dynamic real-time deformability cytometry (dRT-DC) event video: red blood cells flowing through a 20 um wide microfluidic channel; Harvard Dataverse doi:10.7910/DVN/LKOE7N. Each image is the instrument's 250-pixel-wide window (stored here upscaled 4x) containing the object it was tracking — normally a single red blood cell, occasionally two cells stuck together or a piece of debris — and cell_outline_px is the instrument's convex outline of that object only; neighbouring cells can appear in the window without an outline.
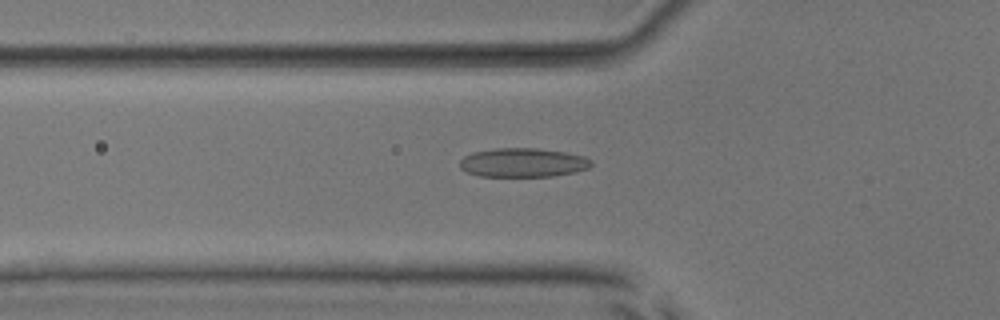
{"species": "common noctule bat (a hibernating species)", "species_latin": "Nyctalus noctula", "temperature_condition": "room temperature", "stored_images_in_passage": 51, "camera_frame_rate_fps": 3000, "um_per_image_px": 0.085, "animal": {"sex": "male", "body_mass_g": 17.9, "forearm_length_mm": 54.2}, "frame": {"image": 1, "passage_image": 17, "time_ms": 5.333, "image_size_px": [1000, 320], "cell_outline_px": [[592, 164], [588, 168], [576, 172], [552, 176], [480, 176], [468, 172], [460, 168], [460, 160], [464, 156], [472, 152], [496, 148], [536, 148], [564, 152], [584, 156], [592, 160]], "centroid_in_image_um": [44.45, 13.82], "position_along_channel_um": 81.3, "area_um2": 22.2}}
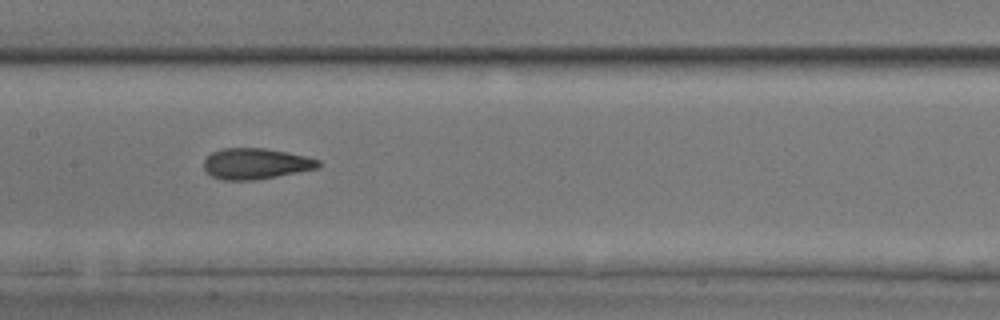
{"frame": {"image": 2, "passage_image": 25, "time_ms": 8.0, "image_size_px": [1000, 320], "cell_outline_px": [[320, 164], [316, 168], [256, 180], [224, 180], [212, 176], [204, 172], [204, 160], [212, 152], [224, 148], [264, 148], [288, 152], [308, 156], [320, 160]], "centroid_in_image_um": [21.71, 13.91], "position_along_channel_um": 185.7, "area_um2": 20.58}}
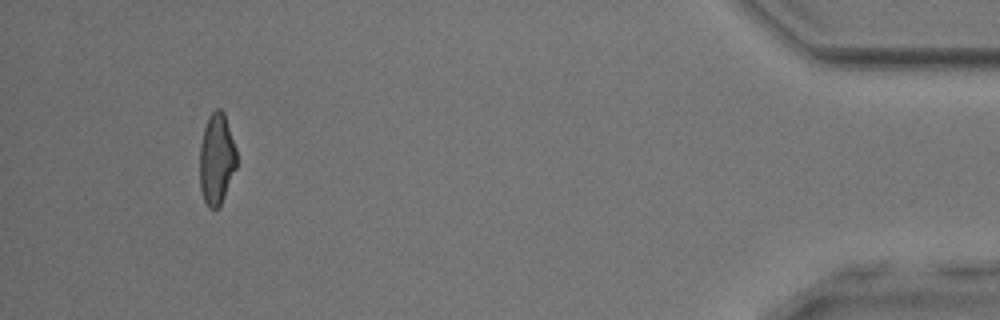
{"frame": {"image": 3, "passage_image": 48, "time_ms": 15.667, "image_size_px": [1000, 320], "cell_outline_px": [[236, 168], [224, 196], [220, 204], [216, 208], [208, 208], [204, 200], [200, 188], [200, 148], [204, 128], [208, 116], [216, 108], [220, 108], [224, 112], [236, 148]], "centroid_in_image_um": [18.41, 13.49], "position_along_channel_um": 416.8, "area_um2": 19.48}, "authors_computed_cell_mechanics": {"area_um2": 20.6346, "velocity_mm_per_s": 3.9004, "shape_relaxation_time_tau1_ms": 6.8137, "shape_relaxation_time_tau2_ms": 2.098, "deformation_change_tau1": 0.1776, "deformation_change_tau2": 0.0939}}